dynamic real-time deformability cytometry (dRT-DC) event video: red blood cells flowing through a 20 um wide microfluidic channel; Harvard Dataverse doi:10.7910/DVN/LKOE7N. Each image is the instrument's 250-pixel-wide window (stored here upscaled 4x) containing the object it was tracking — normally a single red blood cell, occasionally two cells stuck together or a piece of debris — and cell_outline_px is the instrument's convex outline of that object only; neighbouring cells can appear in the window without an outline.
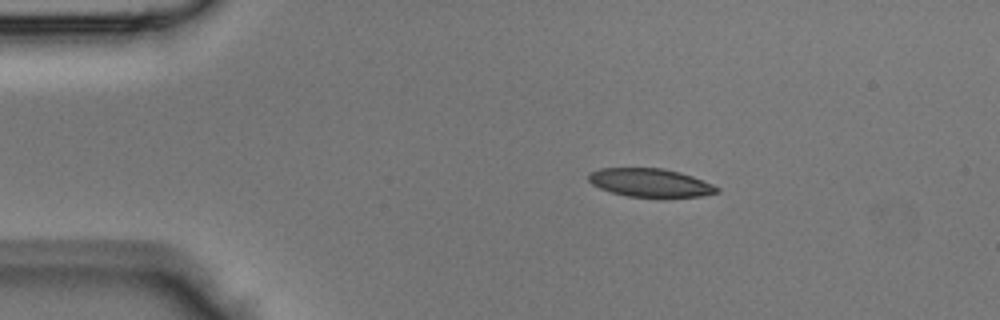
{"species": "Egyptian fruit bat (a non-hibernating species)", "species_latin": "Rousettus aegyptiacus", "temperature_condition": "room temperature", "stored_images_in_passage": 37, "camera_frame_rate_fps": 3000, "um_per_image_px": 0.085, "animal": {"sex": "male"}, "frame": {"image": 1, "passage_image": 1, "time_ms": 0.0, "image_size_px": [1000, 320], "cell_outline_px": [[720, 192], [700, 196], [664, 200], [628, 196], [612, 192], [600, 188], [592, 184], [588, 180], [588, 172], [600, 168], [664, 168], [680, 172], [692, 176], [712, 184], [720, 188]], "centroid_in_image_um": [55.3, 15.57], "position_along_channel_um": 29.7, "area_um2": 22.02}}
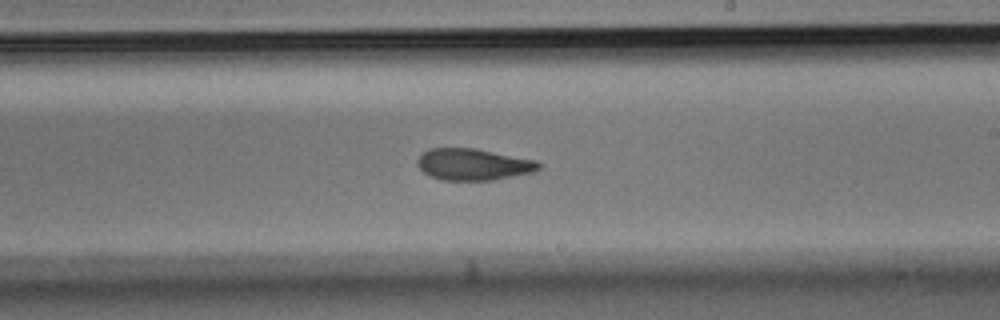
{"frame": {"image": 2, "passage_image": 19, "time_ms": 6.0, "image_size_px": [1000, 320], "cell_outline_px": [[540, 168], [532, 172], [492, 180], [444, 180], [432, 176], [424, 172], [416, 164], [416, 160], [428, 148], [476, 148], [536, 160], [540, 164]], "centroid_in_image_um": [40.22, 13.96], "position_along_channel_um": 248.8, "area_um2": 22.2}}
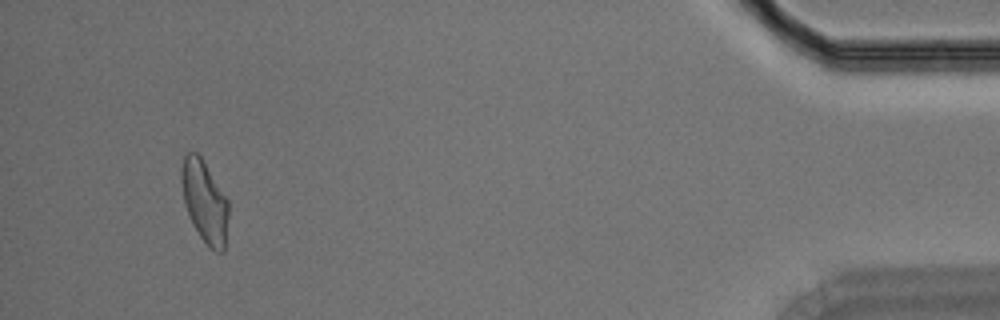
{"frame": {"image": 3, "passage_image": 35, "time_ms": 11.333, "image_size_px": [1000, 320], "cell_outline_px": [[228, 216], [224, 252], [216, 252], [200, 236], [192, 224], [184, 204], [180, 180], [180, 172], [184, 156], [188, 152], [196, 152], [200, 156], [228, 200]], "centroid_in_image_um": [17.37, 17.12], "position_along_channel_um": 417.8, "area_um2": 22.31}}